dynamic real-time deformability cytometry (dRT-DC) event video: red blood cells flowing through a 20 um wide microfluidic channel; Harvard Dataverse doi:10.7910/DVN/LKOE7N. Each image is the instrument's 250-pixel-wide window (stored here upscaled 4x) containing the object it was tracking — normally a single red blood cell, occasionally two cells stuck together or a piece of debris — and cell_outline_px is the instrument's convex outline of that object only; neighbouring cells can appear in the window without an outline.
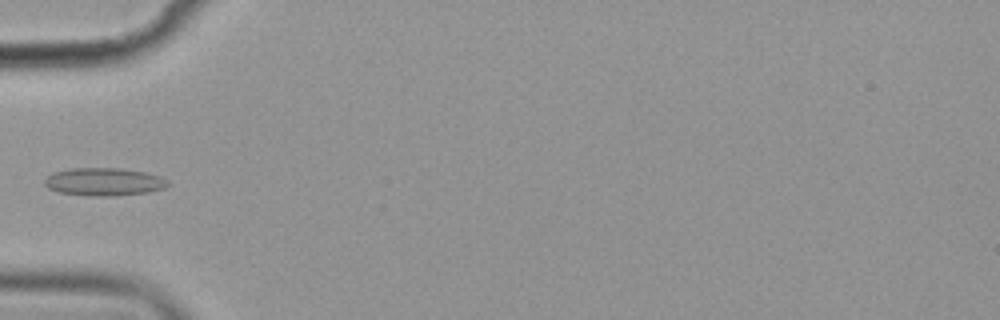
{"species": "common noctule bat (a hibernating species)", "species_latin": "Nyctalus noctula", "temperature_condition": "cold", "stored_images_in_passage": 5, "camera_frame_rate_fps": 3000, "um_per_image_px": 0.085, "animal": {"sex": "female", "body_mass_g": 19.9}, "frame": {"image": 1, "passage_image": 5, "time_ms": 4.667, "image_size_px": [1000, 320], "cell_outline_px": [[168, 184], [164, 188], [148, 192], [116, 196], [88, 196], [60, 192], [48, 188], [44, 184], [44, 180], [52, 172], [72, 168], [120, 168], [144, 172], [160, 176], [168, 180]], "centroid_in_image_um": [8.83, 15.45], "position_along_channel_um": 76.2, "area_um2": 20.06}}